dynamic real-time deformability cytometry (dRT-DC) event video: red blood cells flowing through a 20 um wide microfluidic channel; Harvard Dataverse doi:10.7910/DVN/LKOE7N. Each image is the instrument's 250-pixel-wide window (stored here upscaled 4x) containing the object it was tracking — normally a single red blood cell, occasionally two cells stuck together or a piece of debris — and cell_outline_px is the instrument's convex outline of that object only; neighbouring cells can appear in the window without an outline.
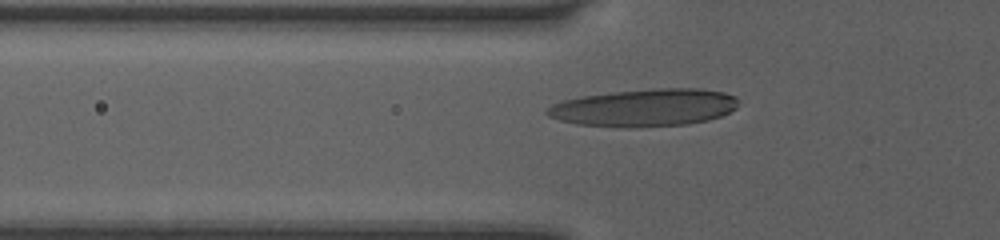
{"species": "human", "species_latin": "Homo sapiens", "temperature_condition": "room temperature", "stored_images_in_passage": 36, "camera_frame_rate_fps": 3000, "um_per_image_px": 0.085, "donor": {"sex": "female"}, "frame": {"image": 1, "passage_image": 6, "time_ms": 1.667, "image_size_px": [1000, 240], "cell_outline_px": [[736, 108], [720, 116], [708, 120], [688, 124], [628, 128], [576, 124], [560, 120], [548, 116], [544, 112], [552, 104], [560, 100], [584, 96], [616, 92], [656, 88], [700, 88], [724, 92], [736, 96]], "centroid_in_image_um": [54.76, 9.15], "position_along_channel_um": 71.0, "area_um2": 41.79}}
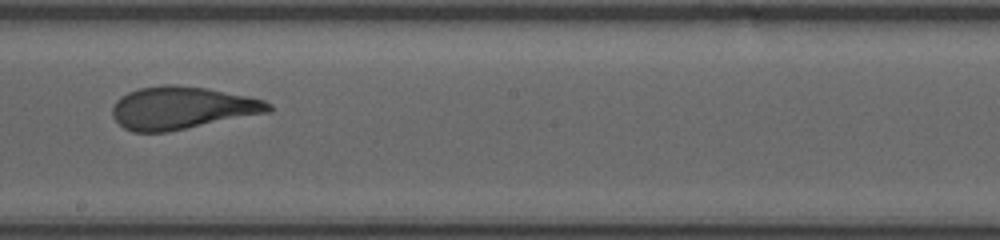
{"frame": {"image": 2, "passage_image": 18, "time_ms": 5.667, "image_size_px": [1000, 240], "cell_outline_px": [[272, 112], [168, 132], [132, 132], [124, 128], [112, 116], [112, 108], [116, 100], [120, 96], [128, 92], [140, 88], [164, 84], [172, 84], [208, 88], [248, 96], [264, 100], [272, 104]], "centroid_in_image_um": [15.48, 9.17], "position_along_channel_um": 232.7, "area_um2": 39.07}}
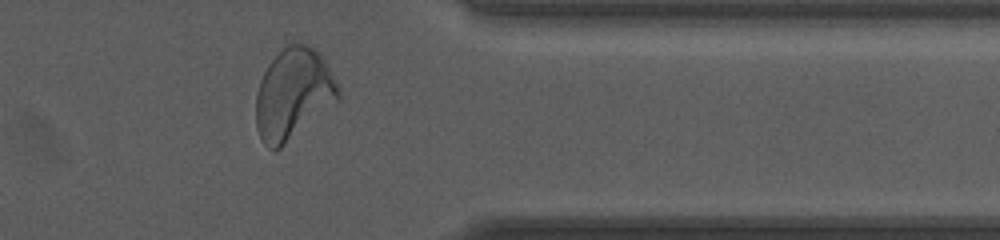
{"frame": {"image": 3, "passage_image": 30, "time_ms": 9.667, "image_size_px": [1000, 240], "cell_outline_px": [[340, 96], [336, 100], [280, 148], [268, 148], [260, 140], [256, 128], [256, 92], [260, 80], [268, 64], [288, 44], [308, 44], [320, 52], [340, 92]], "centroid_in_image_um": [24.87, 7.97], "position_along_channel_um": 386.5, "area_um2": 42.66}, "authors_computed_cell_mechanics": {"area_um2": 38.6393, "velocity_mm_per_s": 4.0524, "shape_relaxation_time_tau1_ms": 5.3402, "shape_relaxation_time_tau2_ms": 0.9515, "deformation_change_tau1": 0.2317, "deformation_change_tau2": 0.0971}}